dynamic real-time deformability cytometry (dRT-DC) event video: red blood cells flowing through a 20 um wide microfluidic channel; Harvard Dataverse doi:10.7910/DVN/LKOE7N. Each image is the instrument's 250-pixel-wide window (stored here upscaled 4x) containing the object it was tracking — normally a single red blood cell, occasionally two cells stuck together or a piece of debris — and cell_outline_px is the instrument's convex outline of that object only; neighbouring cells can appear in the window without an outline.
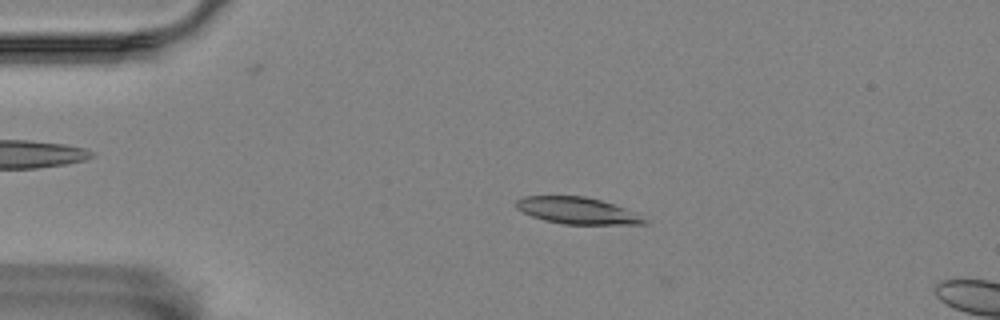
{"species": "Egyptian fruit bat (a non-hibernating species)", "species_latin": "Rousettus aegyptiacus", "temperature_condition": "room temperature", "stored_images_in_passage": 7, "camera_frame_rate_fps": 3000, "um_per_image_px": 0.085, "animal": {"sex": "female"}, "frame": {"image": 1, "passage_image": 2, "time_ms": 0.333, "image_size_px": [1000, 320], "cell_outline_px": [[652, 220], [648, 224], [564, 224], [544, 220], [532, 216], [516, 208], [516, 200], [524, 196], [584, 196], [600, 200], [636, 212]], "centroid_in_image_um": [49.14, 17.91], "position_along_channel_um": 35.9, "area_um2": 20.0}}